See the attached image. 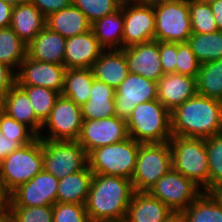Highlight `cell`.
<instances>
[{
  "label": "cell",
  "instance_id": "cell-48",
  "mask_svg": "<svg viewBox=\"0 0 222 222\" xmlns=\"http://www.w3.org/2000/svg\"><path fill=\"white\" fill-rule=\"evenodd\" d=\"M163 222H186L182 212H172Z\"/></svg>",
  "mask_w": 222,
  "mask_h": 222
},
{
  "label": "cell",
  "instance_id": "cell-49",
  "mask_svg": "<svg viewBox=\"0 0 222 222\" xmlns=\"http://www.w3.org/2000/svg\"><path fill=\"white\" fill-rule=\"evenodd\" d=\"M0 222H13L7 205L0 209Z\"/></svg>",
  "mask_w": 222,
  "mask_h": 222
},
{
  "label": "cell",
  "instance_id": "cell-47",
  "mask_svg": "<svg viewBox=\"0 0 222 222\" xmlns=\"http://www.w3.org/2000/svg\"><path fill=\"white\" fill-rule=\"evenodd\" d=\"M209 4L214 15L217 29L222 31V0H211Z\"/></svg>",
  "mask_w": 222,
  "mask_h": 222
},
{
  "label": "cell",
  "instance_id": "cell-3",
  "mask_svg": "<svg viewBox=\"0 0 222 222\" xmlns=\"http://www.w3.org/2000/svg\"><path fill=\"white\" fill-rule=\"evenodd\" d=\"M128 136L140 143L169 142L171 112L158 100L138 104L126 119Z\"/></svg>",
  "mask_w": 222,
  "mask_h": 222
},
{
  "label": "cell",
  "instance_id": "cell-33",
  "mask_svg": "<svg viewBox=\"0 0 222 222\" xmlns=\"http://www.w3.org/2000/svg\"><path fill=\"white\" fill-rule=\"evenodd\" d=\"M187 43L200 64L222 58V31L192 33Z\"/></svg>",
  "mask_w": 222,
  "mask_h": 222
},
{
  "label": "cell",
  "instance_id": "cell-9",
  "mask_svg": "<svg viewBox=\"0 0 222 222\" xmlns=\"http://www.w3.org/2000/svg\"><path fill=\"white\" fill-rule=\"evenodd\" d=\"M43 169L58 179L88 166V154L77 141L42 140Z\"/></svg>",
  "mask_w": 222,
  "mask_h": 222
},
{
  "label": "cell",
  "instance_id": "cell-23",
  "mask_svg": "<svg viewBox=\"0 0 222 222\" xmlns=\"http://www.w3.org/2000/svg\"><path fill=\"white\" fill-rule=\"evenodd\" d=\"M172 212L149 192L134 191L124 222H163Z\"/></svg>",
  "mask_w": 222,
  "mask_h": 222
},
{
  "label": "cell",
  "instance_id": "cell-36",
  "mask_svg": "<svg viewBox=\"0 0 222 222\" xmlns=\"http://www.w3.org/2000/svg\"><path fill=\"white\" fill-rule=\"evenodd\" d=\"M192 33H211L217 31L209 2L189 0Z\"/></svg>",
  "mask_w": 222,
  "mask_h": 222
},
{
  "label": "cell",
  "instance_id": "cell-35",
  "mask_svg": "<svg viewBox=\"0 0 222 222\" xmlns=\"http://www.w3.org/2000/svg\"><path fill=\"white\" fill-rule=\"evenodd\" d=\"M208 154L210 192L222 189V133L205 139Z\"/></svg>",
  "mask_w": 222,
  "mask_h": 222
},
{
  "label": "cell",
  "instance_id": "cell-34",
  "mask_svg": "<svg viewBox=\"0 0 222 222\" xmlns=\"http://www.w3.org/2000/svg\"><path fill=\"white\" fill-rule=\"evenodd\" d=\"M28 96L36 117L44 123L60 96L57 91L41 86L18 85Z\"/></svg>",
  "mask_w": 222,
  "mask_h": 222
},
{
  "label": "cell",
  "instance_id": "cell-15",
  "mask_svg": "<svg viewBox=\"0 0 222 222\" xmlns=\"http://www.w3.org/2000/svg\"><path fill=\"white\" fill-rule=\"evenodd\" d=\"M114 99L117 116L127 119L138 104L157 99V82L129 73L115 89Z\"/></svg>",
  "mask_w": 222,
  "mask_h": 222
},
{
  "label": "cell",
  "instance_id": "cell-30",
  "mask_svg": "<svg viewBox=\"0 0 222 222\" xmlns=\"http://www.w3.org/2000/svg\"><path fill=\"white\" fill-rule=\"evenodd\" d=\"M182 213L186 222H222V201L214 192H202Z\"/></svg>",
  "mask_w": 222,
  "mask_h": 222
},
{
  "label": "cell",
  "instance_id": "cell-28",
  "mask_svg": "<svg viewBox=\"0 0 222 222\" xmlns=\"http://www.w3.org/2000/svg\"><path fill=\"white\" fill-rule=\"evenodd\" d=\"M91 29L104 50L122 49L124 17L121 7L96 20L92 23Z\"/></svg>",
  "mask_w": 222,
  "mask_h": 222
},
{
  "label": "cell",
  "instance_id": "cell-2",
  "mask_svg": "<svg viewBox=\"0 0 222 222\" xmlns=\"http://www.w3.org/2000/svg\"><path fill=\"white\" fill-rule=\"evenodd\" d=\"M172 135L206 139L222 133V101L196 94L171 112Z\"/></svg>",
  "mask_w": 222,
  "mask_h": 222
},
{
  "label": "cell",
  "instance_id": "cell-12",
  "mask_svg": "<svg viewBox=\"0 0 222 222\" xmlns=\"http://www.w3.org/2000/svg\"><path fill=\"white\" fill-rule=\"evenodd\" d=\"M174 212H182L203 192L192 180L171 168L148 191Z\"/></svg>",
  "mask_w": 222,
  "mask_h": 222
},
{
  "label": "cell",
  "instance_id": "cell-43",
  "mask_svg": "<svg viewBox=\"0 0 222 222\" xmlns=\"http://www.w3.org/2000/svg\"><path fill=\"white\" fill-rule=\"evenodd\" d=\"M45 17L72 4V0H28Z\"/></svg>",
  "mask_w": 222,
  "mask_h": 222
},
{
  "label": "cell",
  "instance_id": "cell-19",
  "mask_svg": "<svg viewBox=\"0 0 222 222\" xmlns=\"http://www.w3.org/2000/svg\"><path fill=\"white\" fill-rule=\"evenodd\" d=\"M197 94L196 78L173 73L157 82V99L172 112L177 106Z\"/></svg>",
  "mask_w": 222,
  "mask_h": 222
},
{
  "label": "cell",
  "instance_id": "cell-5",
  "mask_svg": "<svg viewBox=\"0 0 222 222\" xmlns=\"http://www.w3.org/2000/svg\"><path fill=\"white\" fill-rule=\"evenodd\" d=\"M140 142L131 137L119 143L92 150L88 154V166L93 174L125 177L131 180Z\"/></svg>",
  "mask_w": 222,
  "mask_h": 222
},
{
  "label": "cell",
  "instance_id": "cell-24",
  "mask_svg": "<svg viewBox=\"0 0 222 222\" xmlns=\"http://www.w3.org/2000/svg\"><path fill=\"white\" fill-rule=\"evenodd\" d=\"M115 89L94 79L89 100L81 106L83 120L103 119L117 115Z\"/></svg>",
  "mask_w": 222,
  "mask_h": 222
},
{
  "label": "cell",
  "instance_id": "cell-20",
  "mask_svg": "<svg viewBox=\"0 0 222 222\" xmlns=\"http://www.w3.org/2000/svg\"><path fill=\"white\" fill-rule=\"evenodd\" d=\"M96 80L116 89L129 75L123 49L103 50L91 67Z\"/></svg>",
  "mask_w": 222,
  "mask_h": 222
},
{
  "label": "cell",
  "instance_id": "cell-7",
  "mask_svg": "<svg viewBox=\"0 0 222 222\" xmlns=\"http://www.w3.org/2000/svg\"><path fill=\"white\" fill-rule=\"evenodd\" d=\"M171 168L170 142L141 143L131 178L133 190L148 192Z\"/></svg>",
  "mask_w": 222,
  "mask_h": 222
},
{
  "label": "cell",
  "instance_id": "cell-46",
  "mask_svg": "<svg viewBox=\"0 0 222 222\" xmlns=\"http://www.w3.org/2000/svg\"><path fill=\"white\" fill-rule=\"evenodd\" d=\"M12 10V5L0 0V29L10 26Z\"/></svg>",
  "mask_w": 222,
  "mask_h": 222
},
{
  "label": "cell",
  "instance_id": "cell-4",
  "mask_svg": "<svg viewBox=\"0 0 222 222\" xmlns=\"http://www.w3.org/2000/svg\"><path fill=\"white\" fill-rule=\"evenodd\" d=\"M172 168L210 192L208 154L205 139L172 135L170 138Z\"/></svg>",
  "mask_w": 222,
  "mask_h": 222
},
{
  "label": "cell",
  "instance_id": "cell-39",
  "mask_svg": "<svg viewBox=\"0 0 222 222\" xmlns=\"http://www.w3.org/2000/svg\"><path fill=\"white\" fill-rule=\"evenodd\" d=\"M13 222H53V206H8Z\"/></svg>",
  "mask_w": 222,
  "mask_h": 222
},
{
  "label": "cell",
  "instance_id": "cell-40",
  "mask_svg": "<svg viewBox=\"0 0 222 222\" xmlns=\"http://www.w3.org/2000/svg\"><path fill=\"white\" fill-rule=\"evenodd\" d=\"M53 222H91L85 204L55 203Z\"/></svg>",
  "mask_w": 222,
  "mask_h": 222
},
{
  "label": "cell",
  "instance_id": "cell-45",
  "mask_svg": "<svg viewBox=\"0 0 222 222\" xmlns=\"http://www.w3.org/2000/svg\"><path fill=\"white\" fill-rule=\"evenodd\" d=\"M21 147L22 145L18 141L4 136L0 130V162L3 161L12 152L18 150Z\"/></svg>",
  "mask_w": 222,
  "mask_h": 222
},
{
  "label": "cell",
  "instance_id": "cell-25",
  "mask_svg": "<svg viewBox=\"0 0 222 222\" xmlns=\"http://www.w3.org/2000/svg\"><path fill=\"white\" fill-rule=\"evenodd\" d=\"M91 25L85 14L73 4L46 17V26L66 39L90 31Z\"/></svg>",
  "mask_w": 222,
  "mask_h": 222
},
{
  "label": "cell",
  "instance_id": "cell-51",
  "mask_svg": "<svg viewBox=\"0 0 222 222\" xmlns=\"http://www.w3.org/2000/svg\"><path fill=\"white\" fill-rule=\"evenodd\" d=\"M8 204V197H0V209Z\"/></svg>",
  "mask_w": 222,
  "mask_h": 222
},
{
  "label": "cell",
  "instance_id": "cell-50",
  "mask_svg": "<svg viewBox=\"0 0 222 222\" xmlns=\"http://www.w3.org/2000/svg\"><path fill=\"white\" fill-rule=\"evenodd\" d=\"M2 1H4L5 3H8L12 6H17L18 4L28 2V0H2Z\"/></svg>",
  "mask_w": 222,
  "mask_h": 222
},
{
  "label": "cell",
  "instance_id": "cell-10",
  "mask_svg": "<svg viewBox=\"0 0 222 222\" xmlns=\"http://www.w3.org/2000/svg\"><path fill=\"white\" fill-rule=\"evenodd\" d=\"M82 123L81 106L77 105L73 100L60 95L56 99L49 117L42 124L38 137L42 140L77 141ZM46 128L49 132L46 133L47 135H43L42 132Z\"/></svg>",
  "mask_w": 222,
  "mask_h": 222
},
{
  "label": "cell",
  "instance_id": "cell-27",
  "mask_svg": "<svg viewBox=\"0 0 222 222\" xmlns=\"http://www.w3.org/2000/svg\"><path fill=\"white\" fill-rule=\"evenodd\" d=\"M93 173L87 166L85 169L59 179L56 192V203L85 204Z\"/></svg>",
  "mask_w": 222,
  "mask_h": 222
},
{
  "label": "cell",
  "instance_id": "cell-37",
  "mask_svg": "<svg viewBox=\"0 0 222 222\" xmlns=\"http://www.w3.org/2000/svg\"><path fill=\"white\" fill-rule=\"evenodd\" d=\"M123 0H72L92 24L121 7Z\"/></svg>",
  "mask_w": 222,
  "mask_h": 222
},
{
  "label": "cell",
  "instance_id": "cell-16",
  "mask_svg": "<svg viewBox=\"0 0 222 222\" xmlns=\"http://www.w3.org/2000/svg\"><path fill=\"white\" fill-rule=\"evenodd\" d=\"M65 71L64 65L40 62L27 55L16 73V84L41 86L57 91L61 95Z\"/></svg>",
  "mask_w": 222,
  "mask_h": 222
},
{
  "label": "cell",
  "instance_id": "cell-17",
  "mask_svg": "<svg viewBox=\"0 0 222 222\" xmlns=\"http://www.w3.org/2000/svg\"><path fill=\"white\" fill-rule=\"evenodd\" d=\"M129 73L158 82L163 76L160 62L159 41L132 45L123 48Z\"/></svg>",
  "mask_w": 222,
  "mask_h": 222
},
{
  "label": "cell",
  "instance_id": "cell-52",
  "mask_svg": "<svg viewBox=\"0 0 222 222\" xmlns=\"http://www.w3.org/2000/svg\"><path fill=\"white\" fill-rule=\"evenodd\" d=\"M0 197H8V195L4 192L1 182H0Z\"/></svg>",
  "mask_w": 222,
  "mask_h": 222
},
{
  "label": "cell",
  "instance_id": "cell-18",
  "mask_svg": "<svg viewBox=\"0 0 222 222\" xmlns=\"http://www.w3.org/2000/svg\"><path fill=\"white\" fill-rule=\"evenodd\" d=\"M104 49L92 29L66 39L63 65L69 68H91Z\"/></svg>",
  "mask_w": 222,
  "mask_h": 222
},
{
  "label": "cell",
  "instance_id": "cell-29",
  "mask_svg": "<svg viewBox=\"0 0 222 222\" xmlns=\"http://www.w3.org/2000/svg\"><path fill=\"white\" fill-rule=\"evenodd\" d=\"M94 79L91 68L66 69L61 95L82 106L89 100Z\"/></svg>",
  "mask_w": 222,
  "mask_h": 222
},
{
  "label": "cell",
  "instance_id": "cell-14",
  "mask_svg": "<svg viewBox=\"0 0 222 222\" xmlns=\"http://www.w3.org/2000/svg\"><path fill=\"white\" fill-rule=\"evenodd\" d=\"M59 179L42 169L30 181L8 195L7 206H53Z\"/></svg>",
  "mask_w": 222,
  "mask_h": 222
},
{
  "label": "cell",
  "instance_id": "cell-26",
  "mask_svg": "<svg viewBox=\"0 0 222 222\" xmlns=\"http://www.w3.org/2000/svg\"><path fill=\"white\" fill-rule=\"evenodd\" d=\"M46 26V17L29 1L13 6L10 27L27 45Z\"/></svg>",
  "mask_w": 222,
  "mask_h": 222
},
{
  "label": "cell",
  "instance_id": "cell-6",
  "mask_svg": "<svg viewBox=\"0 0 222 222\" xmlns=\"http://www.w3.org/2000/svg\"><path fill=\"white\" fill-rule=\"evenodd\" d=\"M42 169V139L37 137L0 162V182L4 192L9 195L20 185L30 181Z\"/></svg>",
  "mask_w": 222,
  "mask_h": 222
},
{
  "label": "cell",
  "instance_id": "cell-8",
  "mask_svg": "<svg viewBox=\"0 0 222 222\" xmlns=\"http://www.w3.org/2000/svg\"><path fill=\"white\" fill-rule=\"evenodd\" d=\"M152 4L155 12L154 40L186 43L192 35L189 0Z\"/></svg>",
  "mask_w": 222,
  "mask_h": 222
},
{
  "label": "cell",
  "instance_id": "cell-11",
  "mask_svg": "<svg viewBox=\"0 0 222 222\" xmlns=\"http://www.w3.org/2000/svg\"><path fill=\"white\" fill-rule=\"evenodd\" d=\"M124 17L122 49L154 40L155 12L145 0H123Z\"/></svg>",
  "mask_w": 222,
  "mask_h": 222
},
{
  "label": "cell",
  "instance_id": "cell-22",
  "mask_svg": "<svg viewBox=\"0 0 222 222\" xmlns=\"http://www.w3.org/2000/svg\"><path fill=\"white\" fill-rule=\"evenodd\" d=\"M0 109L17 122L25 124L37 136L40 135L43 123L36 117L27 94L17 84L0 100Z\"/></svg>",
  "mask_w": 222,
  "mask_h": 222
},
{
  "label": "cell",
  "instance_id": "cell-53",
  "mask_svg": "<svg viewBox=\"0 0 222 222\" xmlns=\"http://www.w3.org/2000/svg\"><path fill=\"white\" fill-rule=\"evenodd\" d=\"M146 2L149 3H157V2H161V1H177V0H145Z\"/></svg>",
  "mask_w": 222,
  "mask_h": 222
},
{
  "label": "cell",
  "instance_id": "cell-44",
  "mask_svg": "<svg viewBox=\"0 0 222 222\" xmlns=\"http://www.w3.org/2000/svg\"><path fill=\"white\" fill-rule=\"evenodd\" d=\"M16 84V73L0 62V100Z\"/></svg>",
  "mask_w": 222,
  "mask_h": 222
},
{
  "label": "cell",
  "instance_id": "cell-38",
  "mask_svg": "<svg viewBox=\"0 0 222 222\" xmlns=\"http://www.w3.org/2000/svg\"><path fill=\"white\" fill-rule=\"evenodd\" d=\"M0 130L4 136L15 139L22 146L33 142L38 136L25 124L17 122L0 109Z\"/></svg>",
  "mask_w": 222,
  "mask_h": 222
},
{
  "label": "cell",
  "instance_id": "cell-32",
  "mask_svg": "<svg viewBox=\"0 0 222 222\" xmlns=\"http://www.w3.org/2000/svg\"><path fill=\"white\" fill-rule=\"evenodd\" d=\"M26 56L27 44L17 36L10 26L1 28L0 62L6 64L17 73Z\"/></svg>",
  "mask_w": 222,
  "mask_h": 222
},
{
  "label": "cell",
  "instance_id": "cell-42",
  "mask_svg": "<svg viewBox=\"0 0 222 222\" xmlns=\"http://www.w3.org/2000/svg\"><path fill=\"white\" fill-rule=\"evenodd\" d=\"M159 54L164 75L175 73L177 43L159 41Z\"/></svg>",
  "mask_w": 222,
  "mask_h": 222
},
{
  "label": "cell",
  "instance_id": "cell-13",
  "mask_svg": "<svg viewBox=\"0 0 222 222\" xmlns=\"http://www.w3.org/2000/svg\"><path fill=\"white\" fill-rule=\"evenodd\" d=\"M128 137L126 119L115 115L103 119L83 120L77 142L89 154L94 149L119 143Z\"/></svg>",
  "mask_w": 222,
  "mask_h": 222
},
{
  "label": "cell",
  "instance_id": "cell-21",
  "mask_svg": "<svg viewBox=\"0 0 222 222\" xmlns=\"http://www.w3.org/2000/svg\"><path fill=\"white\" fill-rule=\"evenodd\" d=\"M66 38L45 26L27 45V55L40 62L63 65Z\"/></svg>",
  "mask_w": 222,
  "mask_h": 222
},
{
  "label": "cell",
  "instance_id": "cell-1",
  "mask_svg": "<svg viewBox=\"0 0 222 222\" xmlns=\"http://www.w3.org/2000/svg\"><path fill=\"white\" fill-rule=\"evenodd\" d=\"M133 193L128 178L93 174L85 202L91 222H124Z\"/></svg>",
  "mask_w": 222,
  "mask_h": 222
},
{
  "label": "cell",
  "instance_id": "cell-31",
  "mask_svg": "<svg viewBox=\"0 0 222 222\" xmlns=\"http://www.w3.org/2000/svg\"><path fill=\"white\" fill-rule=\"evenodd\" d=\"M197 94L222 101V58L200 65Z\"/></svg>",
  "mask_w": 222,
  "mask_h": 222
},
{
  "label": "cell",
  "instance_id": "cell-41",
  "mask_svg": "<svg viewBox=\"0 0 222 222\" xmlns=\"http://www.w3.org/2000/svg\"><path fill=\"white\" fill-rule=\"evenodd\" d=\"M200 65L187 42L177 43L175 73L197 78Z\"/></svg>",
  "mask_w": 222,
  "mask_h": 222
}]
</instances>
